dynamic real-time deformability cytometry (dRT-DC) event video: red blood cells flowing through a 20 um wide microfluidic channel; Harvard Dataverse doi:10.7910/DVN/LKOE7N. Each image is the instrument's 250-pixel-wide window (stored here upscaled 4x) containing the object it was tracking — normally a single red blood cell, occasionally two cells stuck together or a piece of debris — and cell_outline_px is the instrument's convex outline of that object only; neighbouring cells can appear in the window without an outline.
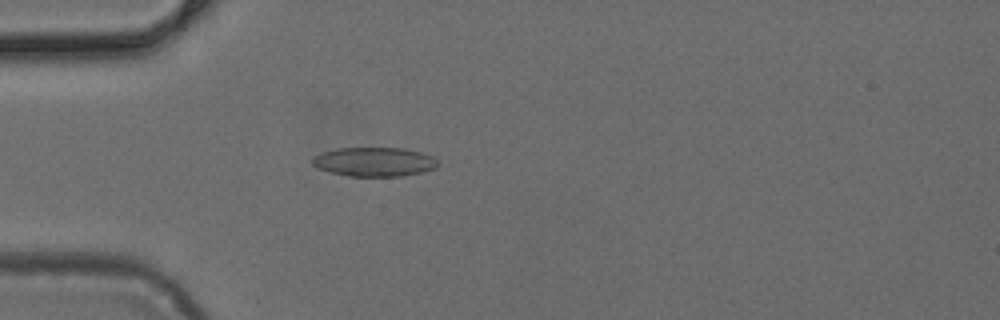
{"species": "common noctule bat (a hibernating species)", "species_latin": "Nyctalus noctula", "temperature_condition": "cold", "stored_images_in_passage": 4, "camera_frame_rate_fps": 3000, "um_per_image_px": 0.085, "animal": {"sex": "female", "body_mass_g": 24.6, "forearm_length_mm": 56.2}, "frame": {"image": 1, "passage_image": 4, "time_ms": 1.0, "image_size_px": [1000, 320], "cell_outline_px": [[440, 164], [436, 168], [420, 172], [400, 176], [348, 176], [332, 172], [320, 168], [312, 164], [312, 156], [336, 148], [404, 148], [420, 152], [432, 156]], "centroid_in_image_um": [31.82, 13.75], "position_along_channel_um": 53.2, "area_um2": 21.15}}